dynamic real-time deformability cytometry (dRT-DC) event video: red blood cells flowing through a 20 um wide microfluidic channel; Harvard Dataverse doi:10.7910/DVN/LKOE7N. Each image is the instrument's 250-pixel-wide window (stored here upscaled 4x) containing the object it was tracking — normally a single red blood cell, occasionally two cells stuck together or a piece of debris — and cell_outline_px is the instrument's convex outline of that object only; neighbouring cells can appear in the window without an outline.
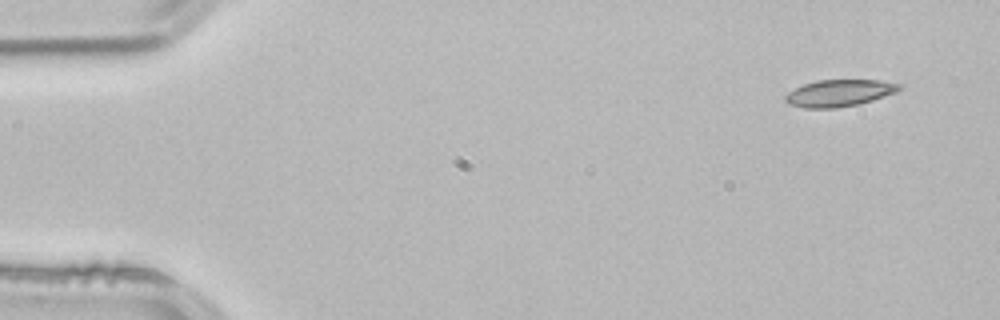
{"species": "common noctule bat (a hibernating species)", "species_latin": "Nyctalus noctula", "temperature_condition": "room temperature", "stored_images_in_passage": 3, "camera_frame_rate_fps": 3000, "um_per_image_px": 0.085, "animal": {"sex": "male", "body_mass_g": 21.5, "forearm_length_mm": 52.0}, "frame": {"image": 1, "passage_image": 1, "time_ms": 0.0, "image_size_px": [1000, 320], "cell_outline_px": [[904, 88], [896, 92], [872, 100], [856, 104], [836, 108], [804, 108], [788, 104], [784, 100], [784, 96], [788, 92], [804, 84], [816, 80], [880, 80], [904, 84]], "centroid_in_image_um": [71.35, 7.9], "position_along_channel_um": 13.6, "area_um2": 17.92}}